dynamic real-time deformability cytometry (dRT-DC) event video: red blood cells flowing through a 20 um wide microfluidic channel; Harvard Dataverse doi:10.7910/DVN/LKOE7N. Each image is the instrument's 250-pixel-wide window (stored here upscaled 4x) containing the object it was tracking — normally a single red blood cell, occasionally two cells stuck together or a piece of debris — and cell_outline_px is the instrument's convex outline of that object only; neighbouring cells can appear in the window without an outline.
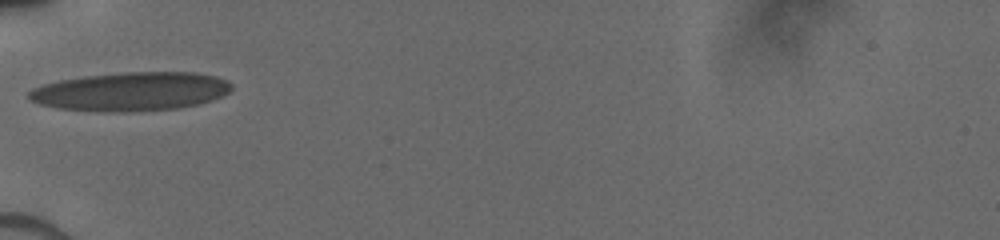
{"species": "human", "species_latin": "Homo sapiens", "temperature_condition": "cold", "stored_images_in_passage": 25, "camera_frame_rate_fps": 3000, "um_per_image_px": 0.085, "donor": {"sex": "male"}, "frame": {"image": 1, "passage_image": 1, "time_ms": 0.0, "image_size_px": [1000, 240], "cell_outline_px": [[232, 88], [228, 92], [212, 100], [196, 104], [176, 108], [124, 112], [60, 108], [40, 104], [28, 100], [28, 92], [32, 88], [44, 84], [60, 80], [84, 76], [124, 72], [196, 72], [216, 76], [228, 80], [232, 84]], "centroid_in_image_um": [11.14, 7.76], "position_along_channel_um": 73.9, "area_um2": 45.43}}
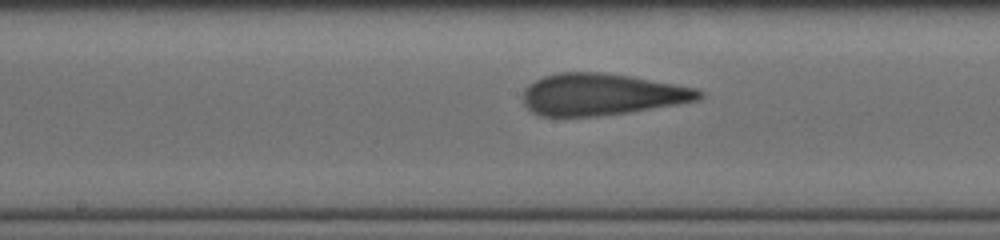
{"frame": {"image": 2, "passage_image": 9, "time_ms": 3.0, "image_size_px": [1000, 240], "cell_outline_px": [[704, 96], [700, 100], [628, 112], [600, 116], [540, 116], [532, 112], [524, 104], [524, 88], [528, 84], [544, 76], [556, 72], [600, 72], [628, 76], [696, 88], [704, 92]], "centroid_in_image_um": [51.12, 8.02], "position_along_channel_um": 197.1, "area_um2": 42.66}}
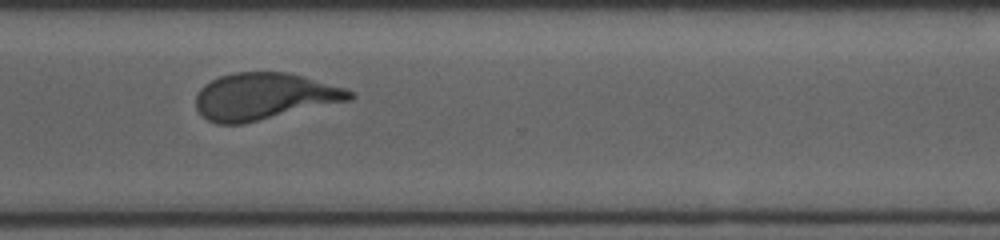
{"frame": {"image": 3, "passage_image": 19, "time_ms": 6.667, "image_size_px": [1000, 240], "cell_outline_px": [[356, 96], [352, 100], [244, 124], [216, 124], [208, 120], [196, 108], [196, 96], [200, 88], [204, 84], [220, 76], [232, 72], [288, 72], [344, 88], [356, 92]], "centroid_in_image_um": [22.47, 8.2], "position_along_channel_um": 348.1, "area_um2": 42.14}}